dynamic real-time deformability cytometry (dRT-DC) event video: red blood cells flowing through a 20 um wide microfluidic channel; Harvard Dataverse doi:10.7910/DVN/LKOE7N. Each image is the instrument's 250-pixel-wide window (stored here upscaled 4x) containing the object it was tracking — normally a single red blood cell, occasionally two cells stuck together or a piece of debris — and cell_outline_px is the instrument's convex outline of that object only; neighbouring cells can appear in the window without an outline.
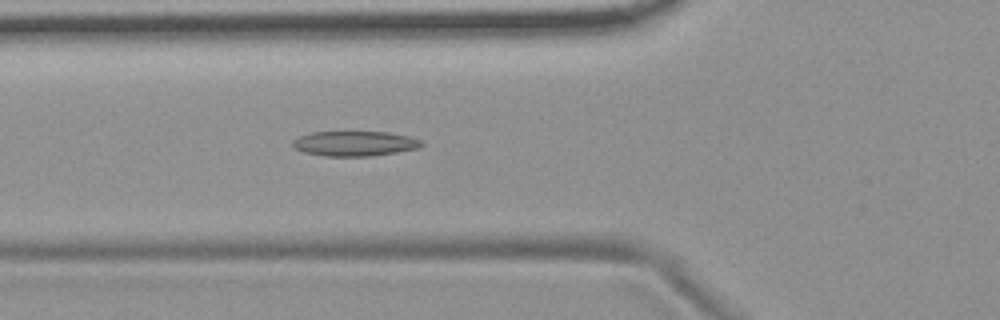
{"species": "common noctule bat (a hibernating species)", "species_latin": "Nyctalus noctula", "temperature_condition": "room temperature", "stored_images_in_passage": 55, "camera_frame_rate_fps": 3000, "um_per_image_px": 0.085, "animal": {"sex": "female", "body_mass_g": 19.9}, "frame": {"image": 1, "passage_image": 20, "time_ms": 6.333, "image_size_px": [1000, 320], "cell_outline_px": [[424, 144], [420, 148], [372, 156], [324, 156], [304, 152], [296, 148], [292, 144], [292, 140], [300, 136], [312, 132], [388, 132], [408, 136], [420, 140]], "centroid_in_image_um": [30.16, 12.2], "position_along_channel_um": 95.6, "area_um2": 18.67}}
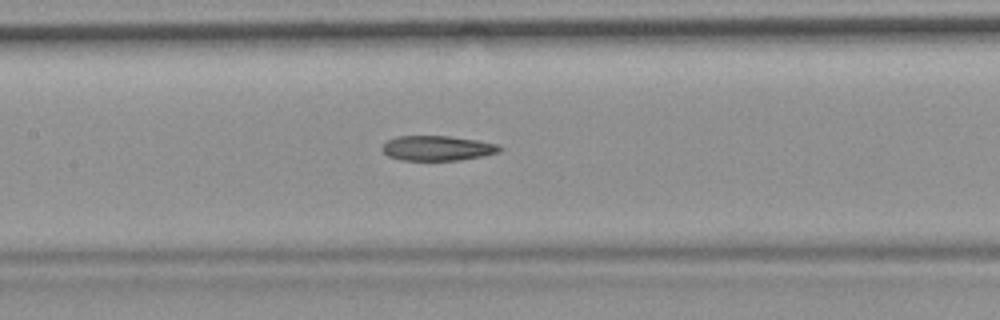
{"frame": {"image": 2, "passage_image": 26, "time_ms": 8.333, "image_size_px": [1000, 320], "cell_outline_px": [[504, 148], [500, 152], [484, 156], [460, 160], [400, 160], [388, 156], [380, 148], [388, 140], [396, 136], [448, 136], [476, 140], [496, 144]], "centroid_in_image_um": [37.18, 12.6], "position_along_channel_um": 170.2, "area_um2": 17.11}}
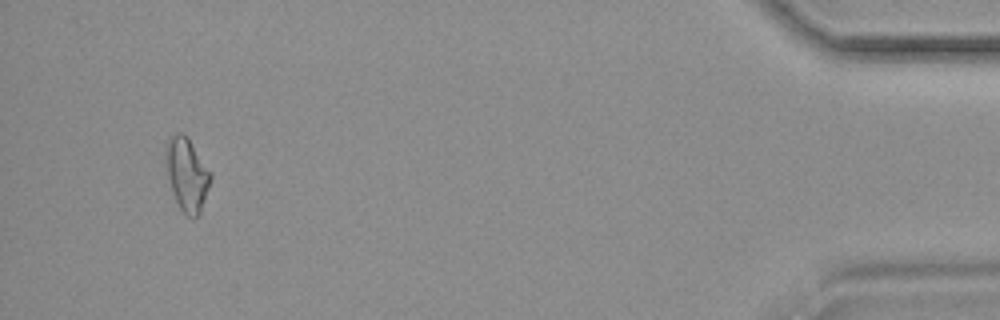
{"frame": {"image": 3, "passage_image": 52, "time_ms": 17.0, "image_size_px": [1000, 320], "cell_outline_px": [[212, 176], [200, 216], [188, 216], [180, 208], [172, 192], [168, 176], [164, 152], [168, 140], [172, 136], [180, 132], [184, 132], [188, 136], [212, 172]], "centroid_in_image_um": [15.91, 14.79], "position_along_channel_um": 419.3, "area_um2": 19.25}, "authors_computed_cell_mechanics": {"area_um2": 18.4382, "velocity_mm_per_s": 3.7081, "shape_relaxation_time_tau1_ms": null, "shape_relaxation_time_tau2_ms": 7.1407, "deformation_change_tau1": null, "deformation_change_tau2": 0.1657}}